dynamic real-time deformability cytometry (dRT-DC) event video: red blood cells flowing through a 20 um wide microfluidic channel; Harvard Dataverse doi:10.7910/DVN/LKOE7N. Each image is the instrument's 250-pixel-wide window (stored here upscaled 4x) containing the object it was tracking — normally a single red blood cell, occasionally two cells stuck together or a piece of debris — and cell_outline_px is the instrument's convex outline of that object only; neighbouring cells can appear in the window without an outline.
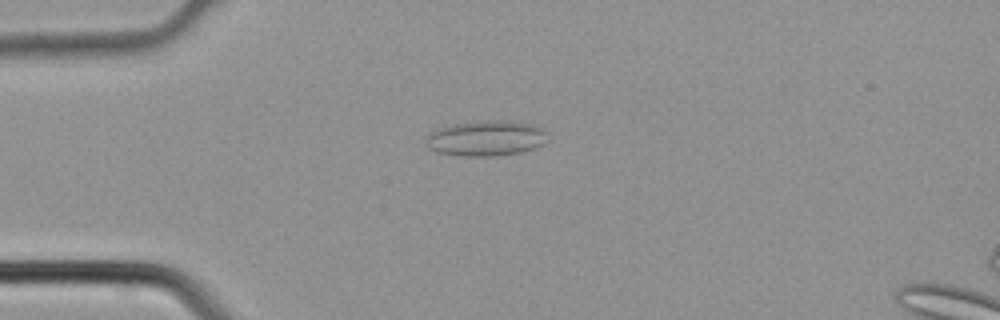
{"species": "common noctule bat (a hibernating species)", "species_latin": "Nyctalus noctula", "temperature_condition": "cold", "stored_images_in_passage": 4, "camera_frame_rate_fps": 3000, "um_per_image_px": 0.085, "animal": {"sex": "male", "body_mass_g": 21.5, "forearm_length_mm": 52.0}, "frame": {"image": 1, "passage_image": 3, "time_ms": 0.667, "image_size_px": [1000, 320], "cell_outline_px": [[548, 140], [544, 144], [536, 148], [520, 152], [492, 156], [460, 156], [436, 152], [428, 148], [428, 136], [432, 132], [440, 128], [452, 124], [488, 120], [508, 120], [536, 124], [544, 128]], "centroid_in_image_um": [41.39, 11.75], "position_along_channel_um": 43.6, "area_um2": 25.26}}